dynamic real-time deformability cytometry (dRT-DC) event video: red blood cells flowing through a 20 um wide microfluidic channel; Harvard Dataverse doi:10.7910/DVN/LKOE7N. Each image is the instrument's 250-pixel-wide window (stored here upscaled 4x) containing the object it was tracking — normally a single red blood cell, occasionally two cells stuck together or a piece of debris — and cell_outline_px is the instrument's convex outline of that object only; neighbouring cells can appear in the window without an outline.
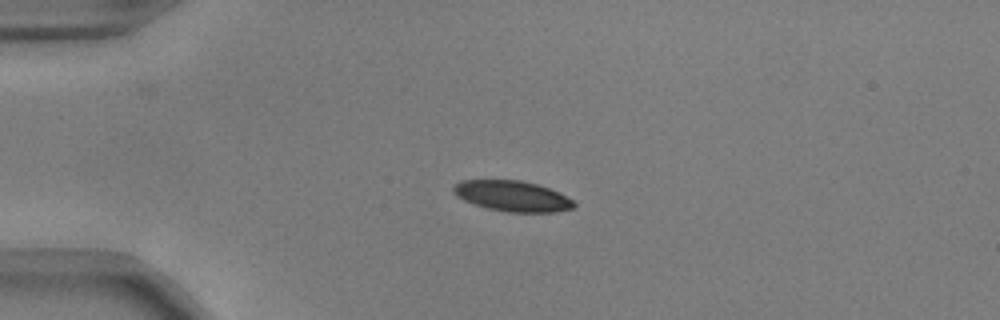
{"species": "common noctule bat (a hibernating species)", "species_latin": "Nyctalus noctula", "temperature_condition": "warm", "stored_images_in_passage": 42, "camera_frame_rate_fps": 3000, "um_per_image_px": 0.085, "animal": {"sex": "male", "body_mass_g": 17.9, "forearm_length_mm": 54.2}, "frame": {"image": 1, "passage_image": 1, "time_ms": 0.0, "image_size_px": [1000, 320], "cell_outline_px": [[576, 204], [572, 208], [552, 212], [508, 212], [488, 208], [464, 200], [456, 196], [452, 192], [452, 188], [460, 180], [520, 180], [536, 184], [548, 188], [572, 200]], "centroid_in_image_um": [43.5, 16.66], "position_along_channel_um": 41.5, "area_um2": 21.15}}
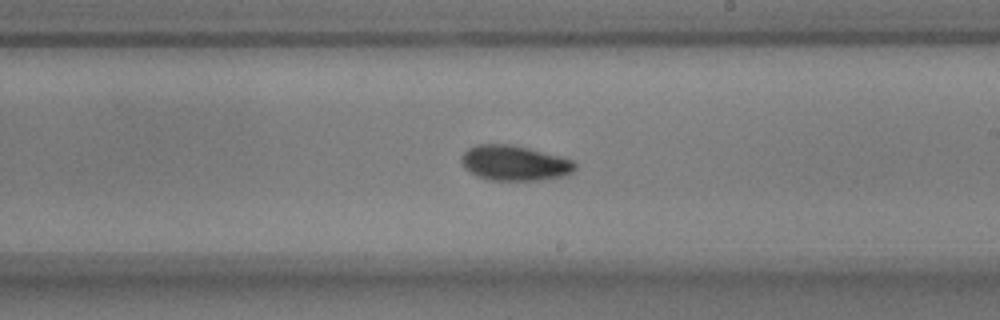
{"frame": {"image": 2, "passage_image": 20, "time_ms": 6.333, "image_size_px": [1000, 320], "cell_outline_px": [[576, 168], [568, 176], [544, 180], [488, 180], [476, 176], [464, 168], [460, 160], [460, 156], [468, 148], [476, 144], [508, 144], [528, 148], [560, 156], [572, 160], [576, 164]], "centroid_in_image_um": [43.73, 13.87], "position_along_channel_um": 245.3, "area_um2": 23.58}}
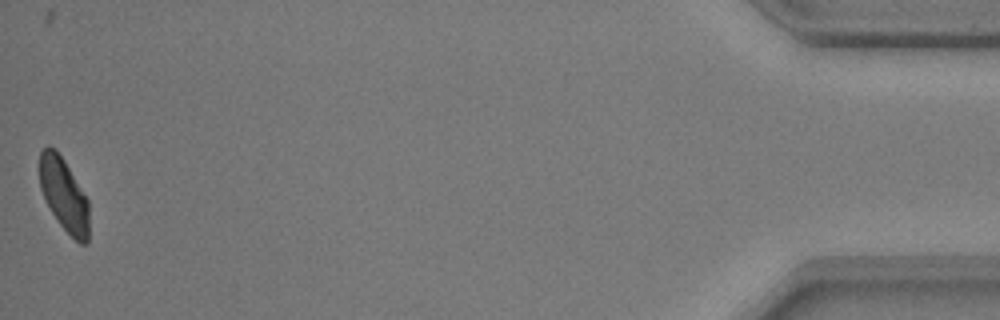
{"frame": {"image": 3, "passage_image": 42, "time_ms": 13.667, "image_size_px": [1000, 320], "cell_outline_px": [[88, 240], [84, 244], [80, 244], [60, 224], [52, 212], [40, 188], [40, 152], [48, 144], [56, 148], [64, 160], [88, 200]], "centroid_in_image_um": [5.43, 16.51], "position_along_channel_um": 429.8, "area_um2": 20.69}, "authors_computed_cell_mechanics": {"area_um2": 22.7154, "velocity_mm_per_s": 3.7059, "shape_relaxation_time_tau1_ms": 3.5045, "shape_relaxation_time_tau2_ms": 3.4888, "deformation_change_tau1": 0.1125, "deformation_change_tau2": 0.079}}